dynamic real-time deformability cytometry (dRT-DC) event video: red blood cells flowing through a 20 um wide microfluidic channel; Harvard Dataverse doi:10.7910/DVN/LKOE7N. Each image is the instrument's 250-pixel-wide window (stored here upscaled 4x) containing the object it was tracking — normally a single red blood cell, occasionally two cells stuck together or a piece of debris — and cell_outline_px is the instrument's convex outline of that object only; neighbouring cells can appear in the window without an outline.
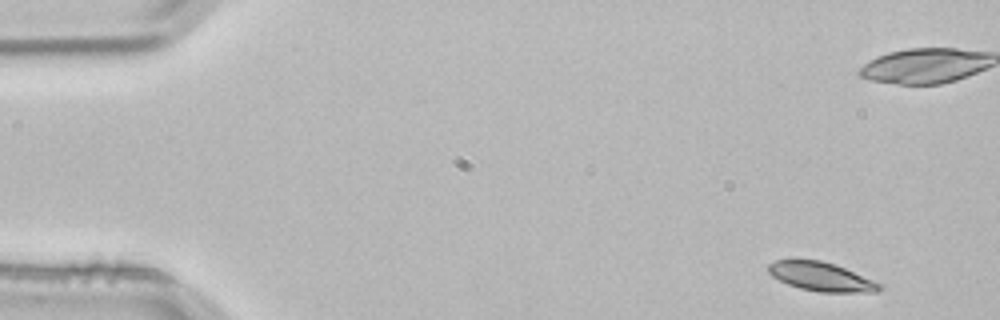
{"species": "common noctule bat (a hibernating species)", "species_latin": "Nyctalus noctula", "temperature_condition": "room temperature", "stored_images_in_passage": 4, "camera_frame_rate_fps": 3000, "um_per_image_px": 0.085, "animal": {"sex": "male", "body_mass_g": 21.5, "forearm_length_mm": 52.0}, "frame": {"image": 1, "passage_image": 1, "time_ms": 0.0, "image_size_px": [1000, 320], "cell_outline_px": [[884, 288], [876, 292], [820, 292], [800, 288], [788, 284], [772, 276], [768, 272], [768, 264], [776, 260], [820, 260], [836, 264], [872, 280], [880, 284]], "centroid_in_image_um": [69.8, 23.52], "position_along_channel_um": 15.2, "area_um2": 18.5}}